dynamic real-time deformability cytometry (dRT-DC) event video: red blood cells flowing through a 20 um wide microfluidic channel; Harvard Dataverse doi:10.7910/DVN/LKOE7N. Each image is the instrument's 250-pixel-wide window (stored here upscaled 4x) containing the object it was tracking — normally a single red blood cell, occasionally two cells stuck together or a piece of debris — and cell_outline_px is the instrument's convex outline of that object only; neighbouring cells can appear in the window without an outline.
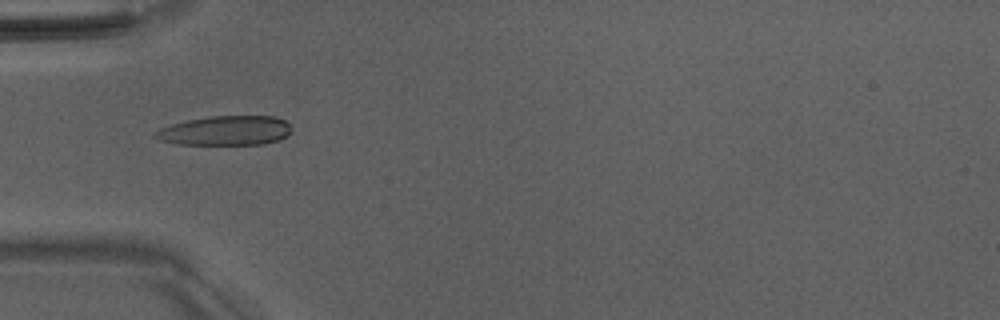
{"species": "Egyptian fruit bat (a non-hibernating species)", "species_latin": "Rousettus aegyptiacus", "temperature_condition": "room temperature", "stored_images_in_passage": 51, "camera_frame_rate_fps": 3000, "um_per_image_px": 0.085, "animal": {"sex": "male"}, "frame": {"image": 1, "passage_image": 17, "time_ms": 5.333, "image_size_px": [1000, 320], "cell_outline_px": [[288, 136], [264, 144], [176, 144], [160, 140], [152, 136], [152, 132], [160, 128], [172, 124], [188, 120], [212, 116], [276, 116], [284, 120], [288, 124]], "centroid_in_image_um": [19.1, 11.1], "position_along_channel_um": 65.9, "area_um2": 23.24}}
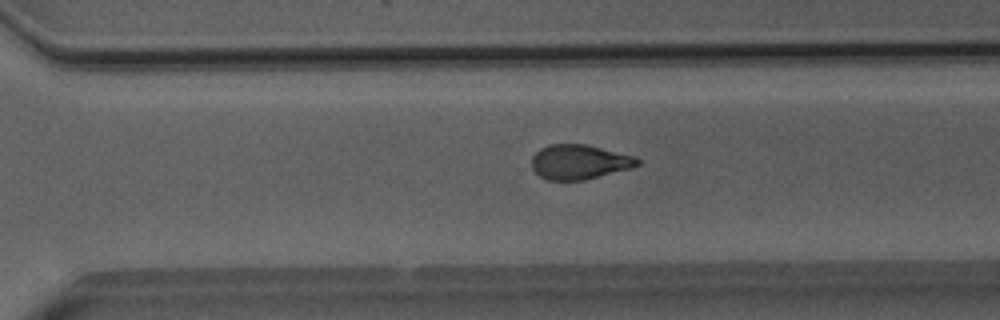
{"frame": {"image": 2, "passage_image": 36, "time_ms": 11.667, "image_size_px": [1000, 320], "cell_outline_px": [[640, 164], [632, 168], [584, 180], [548, 180], [540, 176], [532, 168], [532, 156], [540, 148], [548, 144], [588, 144], [636, 156], [640, 160]], "centroid_in_image_um": [49.27, 13.75], "position_along_channel_um": 321.3, "area_um2": 21.56}}
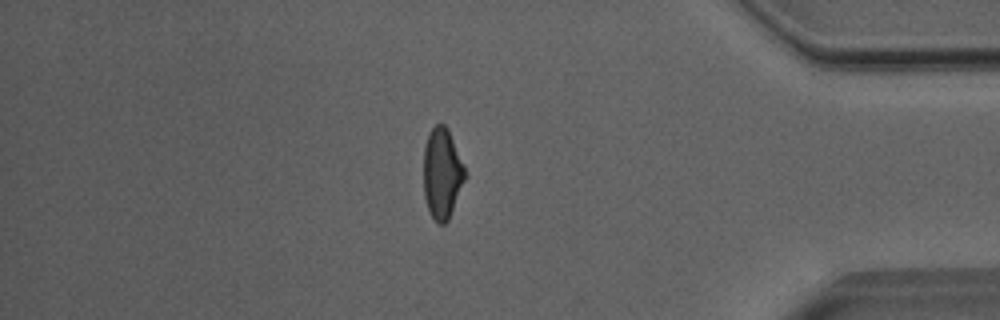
{"frame": {"image": 3, "passage_image": 44, "time_ms": 14.333, "image_size_px": [1000, 320], "cell_outline_px": [[468, 176], [448, 220], [444, 224], [440, 224], [428, 212], [424, 196], [424, 144], [428, 132], [436, 124], [444, 124], [448, 128]], "centroid_in_image_um": [37.58, 14.74], "position_along_channel_um": 397.6, "area_um2": 22.14}, "authors_computed_cell_mechanics": {"area_um2": 22.4264, "velocity_mm_per_s": 4.0528, "shape_relaxation_time_tau1_ms": 6.4469, "shape_relaxation_time_tau2_ms": 2.4567, "deformation_change_tau1": 0.2058, "deformation_change_tau2": 0.0836}}